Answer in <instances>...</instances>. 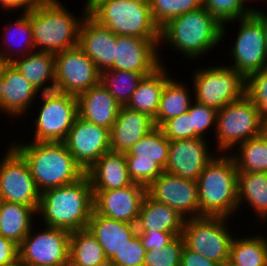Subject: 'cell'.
Returning <instances> with one entry per match:
<instances>
[{
    "instance_id": "681fc988",
    "label": "cell",
    "mask_w": 267,
    "mask_h": 266,
    "mask_svg": "<svg viewBox=\"0 0 267 266\" xmlns=\"http://www.w3.org/2000/svg\"><path fill=\"white\" fill-rule=\"evenodd\" d=\"M43 1L45 0H0V10L6 12L23 10L22 12H26Z\"/></svg>"
},
{
    "instance_id": "b9f144b4",
    "label": "cell",
    "mask_w": 267,
    "mask_h": 266,
    "mask_svg": "<svg viewBox=\"0 0 267 266\" xmlns=\"http://www.w3.org/2000/svg\"><path fill=\"white\" fill-rule=\"evenodd\" d=\"M192 122V138L206 139L209 129L216 131L217 110L193 100L188 110ZM212 126V127H211ZM207 131V132H206Z\"/></svg>"
},
{
    "instance_id": "8fae6325",
    "label": "cell",
    "mask_w": 267,
    "mask_h": 266,
    "mask_svg": "<svg viewBox=\"0 0 267 266\" xmlns=\"http://www.w3.org/2000/svg\"><path fill=\"white\" fill-rule=\"evenodd\" d=\"M0 163V201L32 207L36 212L41 192L30 173L25 159L10 143Z\"/></svg>"
},
{
    "instance_id": "9f6ffc18",
    "label": "cell",
    "mask_w": 267,
    "mask_h": 266,
    "mask_svg": "<svg viewBox=\"0 0 267 266\" xmlns=\"http://www.w3.org/2000/svg\"><path fill=\"white\" fill-rule=\"evenodd\" d=\"M99 266H115V265L113 263H111L110 261H107L104 264L99 265Z\"/></svg>"
},
{
    "instance_id": "c3c4849f",
    "label": "cell",
    "mask_w": 267,
    "mask_h": 266,
    "mask_svg": "<svg viewBox=\"0 0 267 266\" xmlns=\"http://www.w3.org/2000/svg\"><path fill=\"white\" fill-rule=\"evenodd\" d=\"M213 260L207 259L205 256L200 255L186 246H184L181 254L180 266H218Z\"/></svg>"
},
{
    "instance_id": "ba28073f",
    "label": "cell",
    "mask_w": 267,
    "mask_h": 266,
    "mask_svg": "<svg viewBox=\"0 0 267 266\" xmlns=\"http://www.w3.org/2000/svg\"><path fill=\"white\" fill-rule=\"evenodd\" d=\"M191 82L194 100L216 110L245 95L246 78L227 64L198 67Z\"/></svg>"
},
{
    "instance_id": "83f0119b",
    "label": "cell",
    "mask_w": 267,
    "mask_h": 266,
    "mask_svg": "<svg viewBox=\"0 0 267 266\" xmlns=\"http://www.w3.org/2000/svg\"><path fill=\"white\" fill-rule=\"evenodd\" d=\"M171 77L165 63L153 73L144 76L126 107L144 113L153 120L158 112L161 95L166 81Z\"/></svg>"
},
{
    "instance_id": "db71d44e",
    "label": "cell",
    "mask_w": 267,
    "mask_h": 266,
    "mask_svg": "<svg viewBox=\"0 0 267 266\" xmlns=\"http://www.w3.org/2000/svg\"><path fill=\"white\" fill-rule=\"evenodd\" d=\"M8 62L4 59L3 55L0 52V75L3 71L4 66L7 64Z\"/></svg>"
},
{
    "instance_id": "30bf717a",
    "label": "cell",
    "mask_w": 267,
    "mask_h": 266,
    "mask_svg": "<svg viewBox=\"0 0 267 266\" xmlns=\"http://www.w3.org/2000/svg\"><path fill=\"white\" fill-rule=\"evenodd\" d=\"M225 217L200 216L185 219L182 237L185 246L217 264L229 260L233 239Z\"/></svg>"
},
{
    "instance_id": "9c48e42d",
    "label": "cell",
    "mask_w": 267,
    "mask_h": 266,
    "mask_svg": "<svg viewBox=\"0 0 267 266\" xmlns=\"http://www.w3.org/2000/svg\"><path fill=\"white\" fill-rule=\"evenodd\" d=\"M40 95L39 113L32 119V142H64L79 115L77 97L57 91Z\"/></svg>"
},
{
    "instance_id": "5b68a950",
    "label": "cell",
    "mask_w": 267,
    "mask_h": 266,
    "mask_svg": "<svg viewBox=\"0 0 267 266\" xmlns=\"http://www.w3.org/2000/svg\"><path fill=\"white\" fill-rule=\"evenodd\" d=\"M197 190L199 217L233 218L238 210V170L230 154L218 153L207 164Z\"/></svg>"
},
{
    "instance_id": "6da1fadb",
    "label": "cell",
    "mask_w": 267,
    "mask_h": 266,
    "mask_svg": "<svg viewBox=\"0 0 267 266\" xmlns=\"http://www.w3.org/2000/svg\"><path fill=\"white\" fill-rule=\"evenodd\" d=\"M93 210L94 195L85 174L75 183L43 191L37 215L44 226L72 232L87 228Z\"/></svg>"
},
{
    "instance_id": "1f68e13d",
    "label": "cell",
    "mask_w": 267,
    "mask_h": 266,
    "mask_svg": "<svg viewBox=\"0 0 267 266\" xmlns=\"http://www.w3.org/2000/svg\"><path fill=\"white\" fill-rule=\"evenodd\" d=\"M180 81V82H179ZM193 93L181 80L170 77L163 89L154 126L161 127L167 120L180 116L189 110Z\"/></svg>"
},
{
    "instance_id": "f6af8a7d",
    "label": "cell",
    "mask_w": 267,
    "mask_h": 266,
    "mask_svg": "<svg viewBox=\"0 0 267 266\" xmlns=\"http://www.w3.org/2000/svg\"><path fill=\"white\" fill-rule=\"evenodd\" d=\"M160 128L169 141L192 139V122L188 111L167 120Z\"/></svg>"
},
{
    "instance_id": "7402d4cb",
    "label": "cell",
    "mask_w": 267,
    "mask_h": 266,
    "mask_svg": "<svg viewBox=\"0 0 267 266\" xmlns=\"http://www.w3.org/2000/svg\"><path fill=\"white\" fill-rule=\"evenodd\" d=\"M151 117L121 106L116 121L110 129V151L126 153L144 135L154 128Z\"/></svg>"
},
{
    "instance_id": "f1b7e54d",
    "label": "cell",
    "mask_w": 267,
    "mask_h": 266,
    "mask_svg": "<svg viewBox=\"0 0 267 266\" xmlns=\"http://www.w3.org/2000/svg\"><path fill=\"white\" fill-rule=\"evenodd\" d=\"M9 25L5 24L2 47L0 46V52L4 59L11 63L14 59L34 52V41L32 27L30 24V10L21 12V15L13 20L7 21ZM0 43V45L2 44ZM16 46V47H15ZM7 47V48H6ZM4 49V50H3ZM6 49V50H5ZM13 49V50H12ZM16 51V52H15Z\"/></svg>"
},
{
    "instance_id": "cb8c5ba5",
    "label": "cell",
    "mask_w": 267,
    "mask_h": 266,
    "mask_svg": "<svg viewBox=\"0 0 267 266\" xmlns=\"http://www.w3.org/2000/svg\"><path fill=\"white\" fill-rule=\"evenodd\" d=\"M87 228L102 246L108 261L137 234L136 224L111 219L94 210Z\"/></svg>"
},
{
    "instance_id": "f35d334b",
    "label": "cell",
    "mask_w": 267,
    "mask_h": 266,
    "mask_svg": "<svg viewBox=\"0 0 267 266\" xmlns=\"http://www.w3.org/2000/svg\"><path fill=\"white\" fill-rule=\"evenodd\" d=\"M152 19L161 29L171 19L199 9L202 0H149Z\"/></svg>"
},
{
    "instance_id": "f907efd6",
    "label": "cell",
    "mask_w": 267,
    "mask_h": 266,
    "mask_svg": "<svg viewBox=\"0 0 267 266\" xmlns=\"http://www.w3.org/2000/svg\"><path fill=\"white\" fill-rule=\"evenodd\" d=\"M253 13L261 20L263 24L265 41H266V46H267V11L265 12L264 10L262 11L261 9L255 8Z\"/></svg>"
},
{
    "instance_id": "7bdbcfd3",
    "label": "cell",
    "mask_w": 267,
    "mask_h": 266,
    "mask_svg": "<svg viewBox=\"0 0 267 266\" xmlns=\"http://www.w3.org/2000/svg\"><path fill=\"white\" fill-rule=\"evenodd\" d=\"M128 174L133 183L148 187L164 169L152 159L126 158Z\"/></svg>"
},
{
    "instance_id": "52a82bcc",
    "label": "cell",
    "mask_w": 267,
    "mask_h": 266,
    "mask_svg": "<svg viewBox=\"0 0 267 266\" xmlns=\"http://www.w3.org/2000/svg\"><path fill=\"white\" fill-rule=\"evenodd\" d=\"M262 121L254 103L246 95L217 110L214 150L232 153L245 140L261 135Z\"/></svg>"
},
{
    "instance_id": "44dd1931",
    "label": "cell",
    "mask_w": 267,
    "mask_h": 266,
    "mask_svg": "<svg viewBox=\"0 0 267 266\" xmlns=\"http://www.w3.org/2000/svg\"><path fill=\"white\" fill-rule=\"evenodd\" d=\"M116 40L115 33L86 14L79 29L78 46L100 72L114 65Z\"/></svg>"
},
{
    "instance_id": "d6a6232c",
    "label": "cell",
    "mask_w": 267,
    "mask_h": 266,
    "mask_svg": "<svg viewBox=\"0 0 267 266\" xmlns=\"http://www.w3.org/2000/svg\"><path fill=\"white\" fill-rule=\"evenodd\" d=\"M107 261L102 246L88 228L70 232L68 266H99Z\"/></svg>"
},
{
    "instance_id": "4fadbf2b",
    "label": "cell",
    "mask_w": 267,
    "mask_h": 266,
    "mask_svg": "<svg viewBox=\"0 0 267 266\" xmlns=\"http://www.w3.org/2000/svg\"><path fill=\"white\" fill-rule=\"evenodd\" d=\"M33 227L19 245V258L28 266H68L70 232L49 226L38 232Z\"/></svg>"
},
{
    "instance_id": "603a6c76",
    "label": "cell",
    "mask_w": 267,
    "mask_h": 266,
    "mask_svg": "<svg viewBox=\"0 0 267 266\" xmlns=\"http://www.w3.org/2000/svg\"><path fill=\"white\" fill-rule=\"evenodd\" d=\"M77 99L78 114L81 118L109 130L112 128L121 105L102 84L91 87Z\"/></svg>"
},
{
    "instance_id": "7dc6e473",
    "label": "cell",
    "mask_w": 267,
    "mask_h": 266,
    "mask_svg": "<svg viewBox=\"0 0 267 266\" xmlns=\"http://www.w3.org/2000/svg\"><path fill=\"white\" fill-rule=\"evenodd\" d=\"M19 258V245L0 236V266L13 263Z\"/></svg>"
},
{
    "instance_id": "4316f807",
    "label": "cell",
    "mask_w": 267,
    "mask_h": 266,
    "mask_svg": "<svg viewBox=\"0 0 267 266\" xmlns=\"http://www.w3.org/2000/svg\"><path fill=\"white\" fill-rule=\"evenodd\" d=\"M185 218L166 204L155 201L148 194L141 203L137 232H182Z\"/></svg>"
},
{
    "instance_id": "5bb4252c",
    "label": "cell",
    "mask_w": 267,
    "mask_h": 266,
    "mask_svg": "<svg viewBox=\"0 0 267 266\" xmlns=\"http://www.w3.org/2000/svg\"><path fill=\"white\" fill-rule=\"evenodd\" d=\"M100 83V71L77 45L55 54V91L78 97Z\"/></svg>"
},
{
    "instance_id": "d6986e66",
    "label": "cell",
    "mask_w": 267,
    "mask_h": 266,
    "mask_svg": "<svg viewBox=\"0 0 267 266\" xmlns=\"http://www.w3.org/2000/svg\"><path fill=\"white\" fill-rule=\"evenodd\" d=\"M92 191L97 214L121 222L137 223L141 203L147 194L146 187L132 183L120 189Z\"/></svg>"
},
{
    "instance_id": "836d02e7",
    "label": "cell",
    "mask_w": 267,
    "mask_h": 266,
    "mask_svg": "<svg viewBox=\"0 0 267 266\" xmlns=\"http://www.w3.org/2000/svg\"><path fill=\"white\" fill-rule=\"evenodd\" d=\"M265 236L258 233L246 237L235 235L230 244L229 261L236 266H267Z\"/></svg>"
},
{
    "instance_id": "3957f363",
    "label": "cell",
    "mask_w": 267,
    "mask_h": 266,
    "mask_svg": "<svg viewBox=\"0 0 267 266\" xmlns=\"http://www.w3.org/2000/svg\"><path fill=\"white\" fill-rule=\"evenodd\" d=\"M221 42L222 24L203 6L171 19L160 29V45L168 44L191 61L207 56Z\"/></svg>"
},
{
    "instance_id": "f5cc1de1",
    "label": "cell",
    "mask_w": 267,
    "mask_h": 266,
    "mask_svg": "<svg viewBox=\"0 0 267 266\" xmlns=\"http://www.w3.org/2000/svg\"><path fill=\"white\" fill-rule=\"evenodd\" d=\"M5 266H28L20 258L16 259L13 263L7 264Z\"/></svg>"
},
{
    "instance_id": "4dcf8cb0",
    "label": "cell",
    "mask_w": 267,
    "mask_h": 266,
    "mask_svg": "<svg viewBox=\"0 0 267 266\" xmlns=\"http://www.w3.org/2000/svg\"><path fill=\"white\" fill-rule=\"evenodd\" d=\"M246 202L257 221H267V173L238 172V210Z\"/></svg>"
},
{
    "instance_id": "7c38bea8",
    "label": "cell",
    "mask_w": 267,
    "mask_h": 266,
    "mask_svg": "<svg viewBox=\"0 0 267 266\" xmlns=\"http://www.w3.org/2000/svg\"><path fill=\"white\" fill-rule=\"evenodd\" d=\"M236 21L240 27L236 41L228 51L233 60L230 67L246 78L267 66L265 34L261 20L254 13Z\"/></svg>"
},
{
    "instance_id": "74e56055",
    "label": "cell",
    "mask_w": 267,
    "mask_h": 266,
    "mask_svg": "<svg viewBox=\"0 0 267 266\" xmlns=\"http://www.w3.org/2000/svg\"><path fill=\"white\" fill-rule=\"evenodd\" d=\"M247 1L250 2V0H202V6L222 24V41L227 32L226 23L227 25L228 22L234 23L254 12L255 6L248 7Z\"/></svg>"
},
{
    "instance_id": "9a60e30c",
    "label": "cell",
    "mask_w": 267,
    "mask_h": 266,
    "mask_svg": "<svg viewBox=\"0 0 267 266\" xmlns=\"http://www.w3.org/2000/svg\"><path fill=\"white\" fill-rule=\"evenodd\" d=\"M64 144L86 173L103 154L110 151V130L78 115Z\"/></svg>"
},
{
    "instance_id": "484cf974",
    "label": "cell",
    "mask_w": 267,
    "mask_h": 266,
    "mask_svg": "<svg viewBox=\"0 0 267 266\" xmlns=\"http://www.w3.org/2000/svg\"><path fill=\"white\" fill-rule=\"evenodd\" d=\"M11 63L39 93L55 91L54 53L34 51L14 59Z\"/></svg>"
},
{
    "instance_id": "d590c367",
    "label": "cell",
    "mask_w": 267,
    "mask_h": 266,
    "mask_svg": "<svg viewBox=\"0 0 267 266\" xmlns=\"http://www.w3.org/2000/svg\"><path fill=\"white\" fill-rule=\"evenodd\" d=\"M169 143L170 141L164 136L162 129L155 126L125 153V157L152 159L165 169L168 161Z\"/></svg>"
},
{
    "instance_id": "11a10c76",
    "label": "cell",
    "mask_w": 267,
    "mask_h": 266,
    "mask_svg": "<svg viewBox=\"0 0 267 266\" xmlns=\"http://www.w3.org/2000/svg\"><path fill=\"white\" fill-rule=\"evenodd\" d=\"M218 266H236L231 261H225L222 264H219Z\"/></svg>"
},
{
    "instance_id": "60d3db41",
    "label": "cell",
    "mask_w": 267,
    "mask_h": 266,
    "mask_svg": "<svg viewBox=\"0 0 267 266\" xmlns=\"http://www.w3.org/2000/svg\"><path fill=\"white\" fill-rule=\"evenodd\" d=\"M245 95L254 103L261 119H267V66L246 77Z\"/></svg>"
},
{
    "instance_id": "2e32d148",
    "label": "cell",
    "mask_w": 267,
    "mask_h": 266,
    "mask_svg": "<svg viewBox=\"0 0 267 266\" xmlns=\"http://www.w3.org/2000/svg\"><path fill=\"white\" fill-rule=\"evenodd\" d=\"M147 194L185 219L199 217L197 182L164 171L147 187Z\"/></svg>"
},
{
    "instance_id": "ac0fdd59",
    "label": "cell",
    "mask_w": 267,
    "mask_h": 266,
    "mask_svg": "<svg viewBox=\"0 0 267 266\" xmlns=\"http://www.w3.org/2000/svg\"><path fill=\"white\" fill-rule=\"evenodd\" d=\"M210 150L207 139L203 138L170 141L164 171L197 182L199 175L217 154Z\"/></svg>"
},
{
    "instance_id": "ee69618b",
    "label": "cell",
    "mask_w": 267,
    "mask_h": 266,
    "mask_svg": "<svg viewBox=\"0 0 267 266\" xmlns=\"http://www.w3.org/2000/svg\"><path fill=\"white\" fill-rule=\"evenodd\" d=\"M146 250L137 233L109 261L115 266H144Z\"/></svg>"
},
{
    "instance_id": "8992f818",
    "label": "cell",
    "mask_w": 267,
    "mask_h": 266,
    "mask_svg": "<svg viewBox=\"0 0 267 266\" xmlns=\"http://www.w3.org/2000/svg\"><path fill=\"white\" fill-rule=\"evenodd\" d=\"M88 14L116 35L160 39L149 0H93Z\"/></svg>"
},
{
    "instance_id": "e0dca14e",
    "label": "cell",
    "mask_w": 267,
    "mask_h": 266,
    "mask_svg": "<svg viewBox=\"0 0 267 266\" xmlns=\"http://www.w3.org/2000/svg\"><path fill=\"white\" fill-rule=\"evenodd\" d=\"M160 39H144L117 35L115 61L111 70L153 73L163 63L160 58Z\"/></svg>"
},
{
    "instance_id": "ab89813d",
    "label": "cell",
    "mask_w": 267,
    "mask_h": 266,
    "mask_svg": "<svg viewBox=\"0 0 267 266\" xmlns=\"http://www.w3.org/2000/svg\"><path fill=\"white\" fill-rule=\"evenodd\" d=\"M184 246V239L179 235L162 248L146 251L144 266H180Z\"/></svg>"
},
{
    "instance_id": "d4e9b609",
    "label": "cell",
    "mask_w": 267,
    "mask_h": 266,
    "mask_svg": "<svg viewBox=\"0 0 267 266\" xmlns=\"http://www.w3.org/2000/svg\"><path fill=\"white\" fill-rule=\"evenodd\" d=\"M92 190H114L133 182L128 174L125 153L109 151L103 154L85 173Z\"/></svg>"
},
{
    "instance_id": "f546056e",
    "label": "cell",
    "mask_w": 267,
    "mask_h": 266,
    "mask_svg": "<svg viewBox=\"0 0 267 266\" xmlns=\"http://www.w3.org/2000/svg\"><path fill=\"white\" fill-rule=\"evenodd\" d=\"M37 212L29 206L0 201V236L20 245L29 234L37 217Z\"/></svg>"
},
{
    "instance_id": "6f0895ef",
    "label": "cell",
    "mask_w": 267,
    "mask_h": 266,
    "mask_svg": "<svg viewBox=\"0 0 267 266\" xmlns=\"http://www.w3.org/2000/svg\"><path fill=\"white\" fill-rule=\"evenodd\" d=\"M93 0H85L86 6H88Z\"/></svg>"
},
{
    "instance_id": "bcb514c9",
    "label": "cell",
    "mask_w": 267,
    "mask_h": 266,
    "mask_svg": "<svg viewBox=\"0 0 267 266\" xmlns=\"http://www.w3.org/2000/svg\"><path fill=\"white\" fill-rule=\"evenodd\" d=\"M137 233L146 251L158 249V247L162 248L172 242L177 236L182 235V232H157L153 230Z\"/></svg>"
},
{
    "instance_id": "7a4b0ae2",
    "label": "cell",
    "mask_w": 267,
    "mask_h": 266,
    "mask_svg": "<svg viewBox=\"0 0 267 266\" xmlns=\"http://www.w3.org/2000/svg\"><path fill=\"white\" fill-rule=\"evenodd\" d=\"M12 142L13 148L25 159L38 190L69 185L85 172L75 162L64 142Z\"/></svg>"
},
{
    "instance_id": "816d5d0a",
    "label": "cell",
    "mask_w": 267,
    "mask_h": 266,
    "mask_svg": "<svg viewBox=\"0 0 267 266\" xmlns=\"http://www.w3.org/2000/svg\"><path fill=\"white\" fill-rule=\"evenodd\" d=\"M261 135L267 140V119L262 121V133Z\"/></svg>"
},
{
    "instance_id": "8d00e7d4",
    "label": "cell",
    "mask_w": 267,
    "mask_h": 266,
    "mask_svg": "<svg viewBox=\"0 0 267 266\" xmlns=\"http://www.w3.org/2000/svg\"><path fill=\"white\" fill-rule=\"evenodd\" d=\"M149 74L151 73L103 70L100 72V84L109 91L121 106H126L140 81Z\"/></svg>"
},
{
    "instance_id": "e575fe53",
    "label": "cell",
    "mask_w": 267,
    "mask_h": 266,
    "mask_svg": "<svg viewBox=\"0 0 267 266\" xmlns=\"http://www.w3.org/2000/svg\"><path fill=\"white\" fill-rule=\"evenodd\" d=\"M235 149L236 153L229 154L238 172L267 173V140L262 135L245 140Z\"/></svg>"
},
{
    "instance_id": "277c9868",
    "label": "cell",
    "mask_w": 267,
    "mask_h": 266,
    "mask_svg": "<svg viewBox=\"0 0 267 266\" xmlns=\"http://www.w3.org/2000/svg\"><path fill=\"white\" fill-rule=\"evenodd\" d=\"M60 0H45L30 9L35 51L58 53L78 45L79 29L88 13L84 3L81 15H74Z\"/></svg>"
},
{
    "instance_id": "ffe728a7",
    "label": "cell",
    "mask_w": 267,
    "mask_h": 266,
    "mask_svg": "<svg viewBox=\"0 0 267 266\" xmlns=\"http://www.w3.org/2000/svg\"><path fill=\"white\" fill-rule=\"evenodd\" d=\"M38 94L12 63L4 66L0 76V112L19 119L26 115L28 109L32 110V103L39 98Z\"/></svg>"
}]
</instances>
